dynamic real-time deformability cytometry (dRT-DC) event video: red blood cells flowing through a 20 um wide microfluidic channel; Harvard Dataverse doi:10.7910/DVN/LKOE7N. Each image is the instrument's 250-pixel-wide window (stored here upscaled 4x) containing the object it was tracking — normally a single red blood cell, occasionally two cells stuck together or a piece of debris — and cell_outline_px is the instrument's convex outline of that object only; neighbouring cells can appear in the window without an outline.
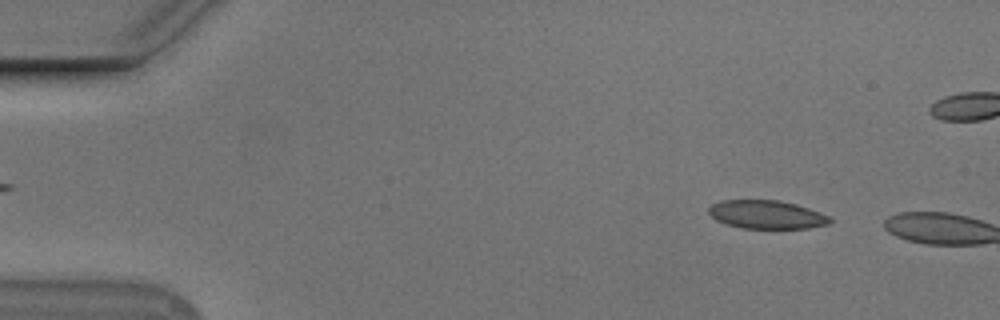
{"species": "Egyptian fruit bat (a non-hibernating species)", "species_latin": "Rousettus aegyptiacus", "temperature_condition": "cold", "stored_images_in_passage": 8, "camera_frame_rate_fps": 3000, "um_per_image_px": 0.085, "animal": {"sex": "male"}, "frame": {"image": 1, "passage_image": 6, "time_ms": 1.667, "image_size_px": [1000, 320], "cell_outline_px": [[832, 220], [828, 224], [808, 228], [740, 228], [716, 220], [708, 212], [708, 208], [712, 204], [720, 200], [780, 200], [796, 204], [808, 208], [828, 216]], "centroid_in_image_um": [65.13, 18.23], "position_along_channel_um": 19.9, "area_um2": 19.94}}